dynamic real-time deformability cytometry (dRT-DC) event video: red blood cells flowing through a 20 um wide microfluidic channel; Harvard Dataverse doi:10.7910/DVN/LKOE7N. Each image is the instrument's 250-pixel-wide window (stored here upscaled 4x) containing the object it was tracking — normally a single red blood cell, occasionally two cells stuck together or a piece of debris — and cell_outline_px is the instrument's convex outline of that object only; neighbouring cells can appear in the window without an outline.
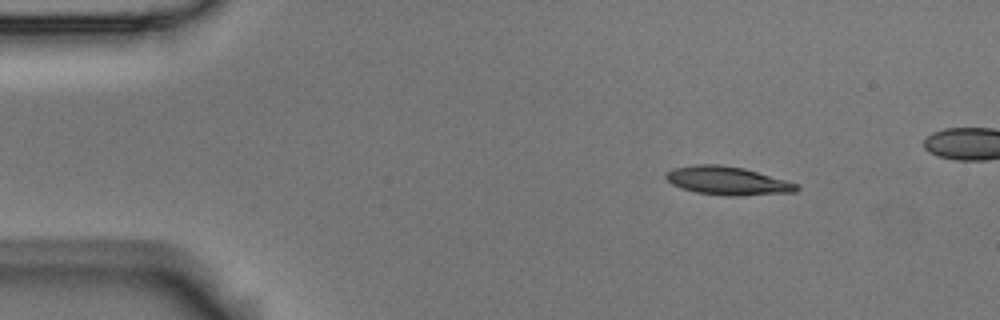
{"species": "Egyptian fruit bat (a non-hibernating species)", "species_latin": "Rousettus aegyptiacus", "temperature_condition": "room temperature", "stored_images_in_passage": 4, "camera_frame_rate_fps": 3000, "um_per_image_px": 0.085, "animal": {"sex": "male"}, "frame": {"image": 1, "passage_image": 1, "time_ms": 0.0, "image_size_px": [1000, 320], "cell_outline_px": [[800, 188], [796, 192], [740, 196], [724, 196], [696, 192], [680, 188], [672, 184], [664, 176], [664, 172], [672, 168], [696, 164], [720, 164], [744, 168], [800, 184]], "centroid_in_image_um": [61.83, 15.36], "position_along_channel_um": 23.2, "area_um2": 21.96}}